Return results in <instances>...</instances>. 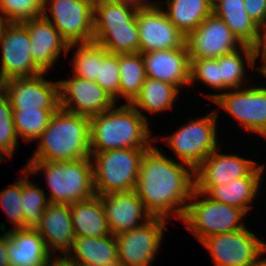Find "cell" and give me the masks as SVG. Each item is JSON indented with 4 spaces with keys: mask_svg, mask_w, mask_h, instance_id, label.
I'll return each mask as SVG.
<instances>
[{
    "mask_svg": "<svg viewBox=\"0 0 266 266\" xmlns=\"http://www.w3.org/2000/svg\"><path fill=\"white\" fill-rule=\"evenodd\" d=\"M185 44L190 59H216L243 46L224 21L213 13L186 36Z\"/></svg>",
    "mask_w": 266,
    "mask_h": 266,
    "instance_id": "cell-13",
    "label": "cell"
},
{
    "mask_svg": "<svg viewBox=\"0 0 266 266\" xmlns=\"http://www.w3.org/2000/svg\"><path fill=\"white\" fill-rule=\"evenodd\" d=\"M136 22L140 38L139 53L177 49L185 45L186 36L169 21L160 6L138 7Z\"/></svg>",
    "mask_w": 266,
    "mask_h": 266,
    "instance_id": "cell-14",
    "label": "cell"
},
{
    "mask_svg": "<svg viewBox=\"0 0 266 266\" xmlns=\"http://www.w3.org/2000/svg\"><path fill=\"white\" fill-rule=\"evenodd\" d=\"M66 256L81 266H111L119 263L117 241L112 234L105 237H76Z\"/></svg>",
    "mask_w": 266,
    "mask_h": 266,
    "instance_id": "cell-24",
    "label": "cell"
},
{
    "mask_svg": "<svg viewBox=\"0 0 266 266\" xmlns=\"http://www.w3.org/2000/svg\"><path fill=\"white\" fill-rule=\"evenodd\" d=\"M89 117L59 108L39 137L35 154L28 161L52 162L91 158Z\"/></svg>",
    "mask_w": 266,
    "mask_h": 266,
    "instance_id": "cell-3",
    "label": "cell"
},
{
    "mask_svg": "<svg viewBox=\"0 0 266 266\" xmlns=\"http://www.w3.org/2000/svg\"><path fill=\"white\" fill-rule=\"evenodd\" d=\"M0 14L10 22H25L42 16L43 0H0Z\"/></svg>",
    "mask_w": 266,
    "mask_h": 266,
    "instance_id": "cell-38",
    "label": "cell"
},
{
    "mask_svg": "<svg viewBox=\"0 0 266 266\" xmlns=\"http://www.w3.org/2000/svg\"><path fill=\"white\" fill-rule=\"evenodd\" d=\"M111 266H123V265H120V264L118 263V264H116V265H111Z\"/></svg>",
    "mask_w": 266,
    "mask_h": 266,
    "instance_id": "cell-50",
    "label": "cell"
},
{
    "mask_svg": "<svg viewBox=\"0 0 266 266\" xmlns=\"http://www.w3.org/2000/svg\"><path fill=\"white\" fill-rule=\"evenodd\" d=\"M160 151L153 145L144 151L134 191L152 217L182 219L195 189L194 171Z\"/></svg>",
    "mask_w": 266,
    "mask_h": 266,
    "instance_id": "cell-1",
    "label": "cell"
},
{
    "mask_svg": "<svg viewBox=\"0 0 266 266\" xmlns=\"http://www.w3.org/2000/svg\"><path fill=\"white\" fill-rule=\"evenodd\" d=\"M263 50H262V49ZM260 52H263L262 54ZM262 55V61H263V64L260 67H256V70L260 71L264 77L266 78V47H256L255 48V60H257V58Z\"/></svg>",
    "mask_w": 266,
    "mask_h": 266,
    "instance_id": "cell-44",
    "label": "cell"
},
{
    "mask_svg": "<svg viewBox=\"0 0 266 266\" xmlns=\"http://www.w3.org/2000/svg\"><path fill=\"white\" fill-rule=\"evenodd\" d=\"M44 171L50 190L49 203L71 205L96 195L91 158L52 162L28 161L23 173Z\"/></svg>",
    "mask_w": 266,
    "mask_h": 266,
    "instance_id": "cell-4",
    "label": "cell"
},
{
    "mask_svg": "<svg viewBox=\"0 0 266 266\" xmlns=\"http://www.w3.org/2000/svg\"><path fill=\"white\" fill-rule=\"evenodd\" d=\"M109 53H139L136 18L130 24L94 25V39Z\"/></svg>",
    "mask_w": 266,
    "mask_h": 266,
    "instance_id": "cell-27",
    "label": "cell"
},
{
    "mask_svg": "<svg viewBox=\"0 0 266 266\" xmlns=\"http://www.w3.org/2000/svg\"><path fill=\"white\" fill-rule=\"evenodd\" d=\"M119 97L130 104L139 94L146 79L142 53L119 54Z\"/></svg>",
    "mask_w": 266,
    "mask_h": 266,
    "instance_id": "cell-31",
    "label": "cell"
},
{
    "mask_svg": "<svg viewBox=\"0 0 266 266\" xmlns=\"http://www.w3.org/2000/svg\"><path fill=\"white\" fill-rule=\"evenodd\" d=\"M119 54L107 52L99 44V77L96 82L114 99L119 97Z\"/></svg>",
    "mask_w": 266,
    "mask_h": 266,
    "instance_id": "cell-36",
    "label": "cell"
},
{
    "mask_svg": "<svg viewBox=\"0 0 266 266\" xmlns=\"http://www.w3.org/2000/svg\"><path fill=\"white\" fill-rule=\"evenodd\" d=\"M35 229L45 240L50 253L53 251L52 253L54 254V252L61 251L63 255H67L76 238L72 225L70 205L50 203Z\"/></svg>",
    "mask_w": 266,
    "mask_h": 266,
    "instance_id": "cell-21",
    "label": "cell"
},
{
    "mask_svg": "<svg viewBox=\"0 0 266 266\" xmlns=\"http://www.w3.org/2000/svg\"><path fill=\"white\" fill-rule=\"evenodd\" d=\"M3 93V83L0 81V95Z\"/></svg>",
    "mask_w": 266,
    "mask_h": 266,
    "instance_id": "cell-49",
    "label": "cell"
},
{
    "mask_svg": "<svg viewBox=\"0 0 266 266\" xmlns=\"http://www.w3.org/2000/svg\"><path fill=\"white\" fill-rule=\"evenodd\" d=\"M10 266H47L52 254L35 228L9 229Z\"/></svg>",
    "mask_w": 266,
    "mask_h": 266,
    "instance_id": "cell-22",
    "label": "cell"
},
{
    "mask_svg": "<svg viewBox=\"0 0 266 266\" xmlns=\"http://www.w3.org/2000/svg\"><path fill=\"white\" fill-rule=\"evenodd\" d=\"M59 108L13 109V121L18 138L25 142L38 140Z\"/></svg>",
    "mask_w": 266,
    "mask_h": 266,
    "instance_id": "cell-32",
    "label": "cell"
},
{
    "mask_svg": "<svg viewBox=\"0 0 266 266\" xmlns=\"http://www.w3.org/2000/svg\"><path fill=\"white\" fill-rule=\"evenodd\" d=\"M241 51V52H240ZM245 55L249 67H253L256 64L255 60V47L249 45H243L238 50L222 55L216 58L220 64V79L221 90L238 89L241 88V83L245 77V62L241 55Z\"/></svg>",
    "mask_w": 266,
    "mask_h": 266,
    "instance_id": "cell-30",
    "label": "cell"
},
{
    "mask_svg": "<svg viewBox=\"0 0 266 266\" xmlns=\"http://www.w3.org/2000/svg\"><path fill=\"white\" fill-rule=\"evenodd\" d=\"M212 13L224 21L243 45L259 47L261 28L246 13L243 0H212Z\"/></svg>",
    "mask_w": 266,
    "mask_h": 266,
    "instance_id": "cell-23",
    "label": "cell"
},
{
    "mask_svg": "<svg viewBox=\"0 0 266 266\" xmlns=\"http://www.w3.org/2000/svg\"><path fill=\"white\" fill-rule=\"evenodd\" d=\"M201 243L210 252L215 266H253L266 253V243L246 227L209 236Z\"/></svg>",
    "mask_w": 266,
    "mask_h": 266,
    "instance_id": "cell-8",
    "label": "cell"
},
{
    "mask_svg": "<svg viewBox=\"0 0 266 266\" xmlns=\"http://www.w3.org/2000/svg\"><path fill=\"white\" fill-rule=\"evenodd\" d=\"M248 16L262 28L266 23V0H243Z\"/></svg>",
    "mask_w": 266,
    "mask_h": 266,
    "instance_id": "cell-41",
    "label": "cell"
},
{
    "mask_svg": "<svg viewBox=\"0 0 266 266\" xmlns=\"http://www.w3.org/2000/svg\"><path fill=\"white\" fill-rule=\"evenodd\" d=\"M259 47H266V23L261 28V41H260Z\"/></svg>",
    "mask_w": 266,
    "mask_h": 266,
    "instance_id": "cell-47",
    "label": "cell"
},
{
    "mask_svg": "<svg viewBox=\"0 0 266 266\" xmlns=\"http://www.w3.org/2000/svg\"><path fill=\"white\" fill-rule=\"evenodd\" d=\"M200 80L221 91L220 64L212 58L190 59V84Z\"/></svg>",
    "mask_w": 266,
    "mask_h": 266,
    "instance_id": "cell-40",
    "label": "cell"
},
{
    "mask_svg": "<svg viewBox=\"0 0 266 266\" xmlns=\"http://www.w3.org/2000/svg\"><path fill=\"white\" fill-rule=\"evenodd\" d=\"M199 196H204V199L198 200ZM193 199V202H188L181 220L199 242L215 234L245 228L241 220L247 213L241 208L216 202L195 189L190 197V200Z\"/></svg>",
    "mask_w": 266,
    "mask_h": 266,
    "instance_id": "cell-6",
    "label": "cell"
},
{
    "mask_svg": "<svg viewBox=\"0 0 266 266\" xmlns=\"http://www.w3.org/2000/svg\"><path fill=\"white\" fill-rule=\"evenodd\" d=\"M145 150L119 148L104 152H91L96 195L134 190Z\"/></svg>",
    "mask_w": 266,
    "mask_h": 266,
    "instance_id": "cell-5",
    "label": "cell"
},
{
    "mask_svg": "<svg viewBox=\"0 0 266 266\" xmlns=\"http://www.w3.org/2000/svg\"><path fill=\"white\" fill-rule=\"evenodd\" d=\"M47 266H81L79 263L69 259L66 255L63 257L59 255V258L52 259L50 262L47 264Z\"/></svg>",
    "mask_w": 266,
    "mask_h": 266,
    "instance_id": "cell-43",
    "label": "cell"
},
{
    "mask_svg": "<svg viewBox=\"0 0 266 266\" xmlns=\"http://www.w3.org/2000/svg\"><path fill=\"white\" fill-rule=\"evenodd\" d=\"M99 196L112 235L132 230L152 218L134 190Z\"/></svg>",
    "mask_w": 266,
    "mask_h": 266,
    "instance_id": "cell-19",
    "label": "cell"
},
{
    "mask_svg": "<svg viewBox=\"0 0 266 266\" xmlns=\"http://www.w3.org/2000/svg\"><path fill=\"white\" fill-rule=\"evenodd\" d=\"M47 198L44 189L30 183L28 177L24 175L21 190L24 228H35L39 223L46 207L50 204Z\"/></svg>",
    "mask_w": 266,
    "mask_h": 266,
    "instance_id": "cell-34",
    "label": "cell"
},
{
    "mask_svg": "<svg viewBox=\"0 0 266 266\" xmlns=\"http://www.w3.org/2000/svg\"><path fill=\"white\" fill-rule=\"evenodd\" d=\"M47 12L42 16L22 22L30 34V48L34 65L46 73L57 61L62 50L67 54L68 42L60 35L51 23Z\"/></svg>",
    "mask_w": 266,
    "mask_h": 266,
    "instance_id": "cell-18",
    "label": "cell"
},
{
    "mask_svg": "<svg viewBox=\"0 0 266 266\" xmlns=\"http://www.w3.org/2000/svg\"><path fill=\"white\" fill-rule=\"evenodd\" d=\"M0 230L3 231V235H0V266H10V258L8 255V235L5 233V224L0 225Z\"/></svg>",
    "mask_w": 266,
    "mask_h": 266,
    "instance_id": "cell-42",
    "label": "cell"
},
{
    "mask_svg": "<svg viewBox=\"0 0 266 266\" xmlns=\"http://www.w3.org/2000/svg\"><path fill=\"white\" fill-rule=\"evenodd\" d=\"M217 115L216 111L211 112L163 139H166V144L172 148L181 162L190 166V171H194L214 150L220 149L217 148Z\"/></svg>",
    "mask_w": 266,
    "mask_h": 266,
    "instance_id": "cell-7",
    "label": "cell"
},
{
    "mask_svg": "<svg viewBox=\"0 0 266 266\" xmlns=\"http://www.w3.org/2000/svg\"><path fill=\"white\" fill-rule=\"evenodd\" d=\"M169 21L185 36L212 13V0H166Z\"/></svg>",
    "mask_w": 266,
    "mask_h": 266,
    "instance_id": "cell-28",
    "label": "cell"
},
{
    "mask_svg": "<svg viewBox=\"0 0 266 266\" xmlns=\"http://www.w3.org/2000/svg\"><path fill=\"white\" fill-rule=\"evenodd\" d=\"M253 266H266V259L259 260L255 265Z\"/></svg>",
    "mask_w": 266,
    "mask_h": 266,
    "instance_id": "cell-48",
    "label": "cell"
},
{
    "mask_svg": "<svg viewBox=\"0 0 266 266\" xmlns=\"http://www.w3.org/2000/svg\"><path fill=\"white\" fill-rule=\"evenodd\" d=\"M77 46V50L74 59L70 62L74 67V75L96 81L99 77V43L96 41L72 43L68 48H74Z\"/></svg>",
    "mask_w": 266,
    "mask_h": 266,
    "instance_id": "cell-35",
    "label": "cell"
},
{
    "mask_svg": "<svg viewBox=\"0 0 266 266\" xmlns=\"http://www.w3.org/2000/svg\"><path fill=\"white\" fill-rule=\"evenodd\" d=\"M176 86L161 80L146 77L139 94L130 103L142 116L145 110L154 114L167 109L172 110L173 103L178 96ZM140 108V110H139Z\"/></svg>",
    "mask_w": 266,
    "mask_h": 266,
    "instance_id": "cell-29",
    "label": "cell"
},
{
    "mask_svg": "<svg viewBox=\"0 0 266 266\" xmlns=\"http://www.w3.org/2000/svg\"><path fill=\"white\" fill-rule=\"evenodd\" d=\"M166 222V219L152 217L132 230L115 235L119 264L150 266L159 251Z\"/></svg>",
    "mask_w": 266,
    "mask_h": 266,
    "instance_id": "cell-9",
    "label": "cell"
},
{
    "mask_svg": "<svg viewBox=\"0 0 266 266\" xmlns=\"http://www.w3.org/2000/svg\"><path fill=\"white\" fill-rule=\"evenodd\" d=\"M207 97L236 118L245 130L266 138V87L238 88Z\"/></svg>",
    "mask_w": 266,
    "mask_h": 266,
    "instance_id": "cell-11",
    "label": "cell"
},
{
    "mask_svg": "<svg viewBox=\"0 0 266 266\" xmlns=\"http://www.w3.org/2000/svg\"><path fill=\"white\" fill-rule=\"evenodd\" d=\"M70 212L76 237H105L111 234L100 196L94 195L71 204Z\"/></svg>",
    "mask_w": 266,
    "mask_h": 266,
    "instance_id": "cell-26",
    "label": "cell"
},
{
    "mask_svg": "<svg viewBox=\"0 0 266 266\" xmlns=\"http://www.w3.org/2000/svg\"><path fill=\"white\" fill-rule=\"evenodd\" d=\"M18 136L13 121V109L4 92L0 95V162L11 157L18 146ZM7 155V157H5Z\"/></svg>",
    "mask_w": 266,
    "mask_h": 266,
    "instance_id": "cell-37",
    "label": "cell"
},
{
    "mask_svg": "<svg viewBox=\"0 0 266 266\" xmlns=\"http://www.w3.org/2000/svg\"><path fill=\"white\" fill-rule=\"evenodd\" d=\"M21 190L22 179L0 191V205L11 224H14L13 229H24Z\"/></svg>",
    "mask_w": 266,
    "mask_h": 266,
    "instance_id": "cell-39",
    "label": "cell"
},
{
    "mask_svg": "<svg viewBox=\"0 0 266 266\" xmlns=\"http://www.w3.org/2000/svg\"><path fill=\"white\" fill-rule=\"evenodd\" d=\"M214 150L194 170L195 186H219L244 176H262L264 165Z\"/></svg>",
    "mask_w": 266,
    "mask_h": 266,
    "instance_id": "cell-16",
    "label": "cell"
},
{
    "mask_svg": "<svg viewBox=\"0 0 266 266\" xmlns=\"http://www.w3.org/2000/svg\"><path fill=\"white\" fill-rule=\"evenodd\" d=\"M94 1L43 0V12H51V23L68 44L90 42L94 39Z\"/></svg>",
    "mask_w": 266,
    "mask_h": 266,
    "instance_id": "cell-10",
    "label": "cell"
},
{
    "mask_svg": "<svg viewBox=\"0 0 266 266\" xmlns=\"http://www.w3.org/2000/svg\"><path fill=\"white\" fill-rule=\"evenodd\" d=\"M59 106L86 117L98 115L115 105L114 99L96 82L76 75L59 80Z\"/></svg>",
    "mask_w": 266,
    "mask_h": 266,
    "instance_id": "cell-12",
    "label": "cell"
},
{
    "mask_svg": "<svg viewBox=\"0 0 266 266\" xmlns=\"http://www.w3.org/2000/svg\"><path fill=\"white\" fill-rule=\"evenodd\" d=\"M138 7L125 0H95L94 25L130 24L137 15Z\"/></svg>",
    "mask_w": 266,
    "mask_h": 266,
    "instance_id": "cell-33",
    "label": "cell"
},
{
    "mask_svg": "<svg viewBox=\"0 0 266 266\" xmlns=\"http://www.w3.org/2000/svg\"><path fill=\"white\" fill-rule=\"evenodd\" d=\"M263 176H244L219 186H195V190L208 198L241 208L246 213L251 210L250 203L255 199Z\"/></svg>",
    "mask_w": 266,
    "mask_h": 266,
    "instance_id": "cell-25",
    "label": "cell"
},
{
    "mask_svg": "<svg viewBox=\"0 0 266 266\" xmlns=\"http://www.w3.org/2000/svg\"><path fill=\"white\" fill-rule=\"evenodd\" d=\"M40 73L3 83V92L12 109L60 108L58 81H46Z\"/></svg>",
    "mask_w": 266,
    "mask_h": 266,
    "instance_id": "cell-17",
    "label": "cell"
},
{
    "mask_svg": "<svg viewBox=\"0 0 266 266\" xmlns=\"http://www.w3.org/2000/svg\"><path fill=\"white\" fill-rule=\"evenodd\" d=\"M30 34L21 22H11L0 43V81L32 77L42 73L33 62L30 48Z\"/></svg>",
    "mask_w": 266,
    "mask_h": 266,
    "instance_id": "cell-15",
    "label": "cell"
},
{
    "mask_svg": "<svg viewBox=\"0 0 266 266\" xmlns=\"http://www.w3.org/2000/svg\"><path fill=\"white\" fill-rule=\"evenodd\" d=\"M146 77L168 82L178 89L190 85V58L186 44L177 49L142 53Z\"/></svg>",
    "mask_w": 266,
    "mask_h": 266,
    "instance_id": "cell-20",
    "label": "cell"
},
{
    "mask_svg": "<svg viewBox=\"0 0 266 266\" xmlns=\"http://www.w3.org/2000/svg\"><path fill=\"white\" fill-rule=\"evenodd\" d=\"M10 24L11 22L5 16L0 14V43L2 42L5 32Z\"/></svg>",
    "mask_w": 266,
    "mask_h": 266,
    "instance_id": "cell-46",
    "label": "cell"
},
{
    "mask_svg": "<svg viewBox=\"0 0 266 266\" xmlns=\"http://www.w3.org/2000/svg\"><path fill=\"white\" fill-rule=\"evenodd\" d=\"M125 1L126 2H129L130 4L135 5L137 7H155L158 4L163 5L162 4L163 2L159 3V1L156 2V3L151 2V1L150 2H147L148 0H125Z\"/></svg>",
    "mask_w": 266,
    "mask_h": 266,
    "instance_id": "cell-45",
    "label": "cell"
},
{
    "mask_svg": "<svg viewBox=\"0 0 266 266\" xmlns=\"http://www.w3.org/2000/svg\"><path fill=\"white\" fill-rule=\"evenodd\" d=\"M90 117L91 152L119 148L148 149L152 146L149 121L131 104H125ZM151 143V144H150Z\"/></svg>",
    "mask_w": 266,
    "mask_h": 266,
    "instance_id": "cell-2",
    "label": "cell"
}]
</instances>
